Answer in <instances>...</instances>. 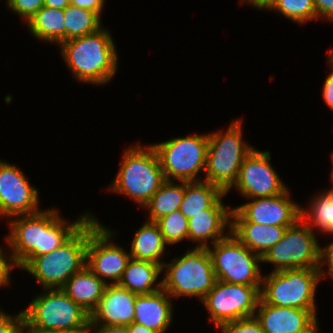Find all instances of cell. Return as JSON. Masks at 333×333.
<instances>
[{
    "label": "cell",
    "instance_id": "17",
    "mask_svg": "<svg viewBox=\"0 0 333 333\" xmlns=\"http://www.w3.org/2000/svg\"><path fill=\"white\" fill-rule=\"evenodd\" d=\"M316 312L269 305L260 298L254 316L264 333H311L319 325Z\"/></svg>",
    "mask_w": 333,
    "mask_h": 333
},
{
    "label": "cell",
    "instance_id": "34",
    "mask_svg": "<svg viewBox=\"0 0 333 333\" xmlns=\"http://www.w3.org/2000/svg\"><path fill=\"white\" fill-rule=\"evenodd\" d=\"M0 333H23L22 310L12 315L0 308Z\"/></svg>",
    "mask_w": 333,
    "mask_h": 333
},
{
    "label": "cell",
    "instance_id": "40",
    "mask_svg": "<svg viewBox=\"0 0 333 333\" xmlns=\"http://www.w3.org/2000/svg\"><path fill=\"white\" fill-rule=\"evenodd\" d=\"M91 333H128L126 325L91 326Z\"/></svg>",
    "mask_w": 333,
    "mask_h": 333
},
{
    "label": "cell",
    "instance_id": "12",
    "mask_svg": "<svg viewBox=\"0 0 333 333\" xmlns=\"http://www.w3.org/2000/svg\"><path fill=\"white\" fill-rule=\"evenodd\" d=\"M261 286L232 284L216 280L201 301L214 327L242 318L252 317L257 309Z\"/></svg>",
    "mask_w": 333,
    "mask_h": 333
},
{
    "label": "cell",
    "instance_id": "47",
    "mask_svg": "<svg viewBox=\"0 0 333 333\" xmlns=\"http://www.w3.org/2000/svg\"><path fill=\"white\" fill-rule=\"evenodd\" d=\"M319 325L311 333H320Z\"/></svg>",
    "mask_w": 333,
    "mask_h": 333
},
{
    "label": "cell",
    "instance_id": "20",
    "mask_svg": "<svg viewBox=\"0 0 333 333\" xmlns=\"http://www.w3.org/2000/svg\"><path fill=\"white\" fill-rule=\"evenodd\" d=\"M173 301L162 288L151 294L137 295L134 322L159 333H165L174 320Z\"/></svg>",
    "mask_w": 333,
    "mask_h": 333
},
{
    "label": "cell",
    "instance_id": "26",
    "mask_svg": "<svg viewBox=\"0 0 333 333\" xmlns=\"http://www.w3.org/2000/svg\"><path fill=\"white\" fill-rule=\"evenodd\" d=\"M314 195L308 207L301 206V218L316 232L333 236V187Z\"/></svg>",
    "mask_w": 333,
    "mask_h": 333
},
{
    "label": "cell",
    "instance_id": "10",
    "mask_svg": "<svg viewBox=\"0 0 333 333\" xmlns=\"http://www.w3.org/2000/svg\"><path fill=\"white\" fill-rule=\"evenodd\" d=\"M217 280L248 286H262V259L231 232L207 247Z\"/></svg>",
    "mask_w": 333,
    "mask_h": 333
},
{
    "label": "cell",
    "instance_id": "3",
    "mask_svg": "<svg viewBox=\"0 0 333 333\" xmlns=\"http://www.w3.org/2000/svg\"><path fill=\"white\" fill-rule=\"evenodd\" d=\"M101 222L94 214L60 247L34 257L22 270L32 275L42 289H62L67 280L86 266L90 233Z\"/></svg>",
    "mask_w": 333,
    "mask_h": 333
},
{
    "label": "cell",
    "instance_id": "13",
    "mask_svg": "<svg viewBox=\"0 0 333 333\" xmlns=\"http://www.w3.org/2000/svg\"><path fill=\"white\" fill-rule=\"evenodd\" d=\"M107 227L101 222L90 233L86 266L106 284H118L131 257L124 246L113 243L116 231Z\"/></svg>",
    "mask_w": 333,
    "mask_h": 333
},
{
    "label": "cell",
    "instance_id": "45",
    "mask_svg": "<svg viewBox=\"0 0 333 333\" xmlns=\"http://www.w3.org/2000/svg\"><path fill=\"white\" fill-rule=\"evenodd\" d=\"M326 62L327 66L329 65L330 69L333 70V46L328 50V60Z\"/></svg>",
    "mask_w": 333,
    "mask_h": 333
},
{
    "label": "cell",
    "instance_id": "11",
    "mask_svg": "<svg viewBox=\"0 0 333 333\" xmlns=\"http://www.w3.org/2000/svg\"><path fill=\"white\" fill-rule=\"evenodd\" d=\"M317 233L302 218L286 228L284 235L261 258L263 263L274 265L272 271L298 268L319 269L320 240Z\"/></svg>",
    "mask_w": 333,
    "mask_h": 333
},
{
    "label": "cell",
    "instance_id": "39",
    "mask_svg": "<svg viewBox=\"0 0 333 333\" xmlns=\"http://www.w3.org/2000/svg\"><path fill=\"white\" fill-rule=\"evenodd\" d=\"M322 97L326 106L333 111V70H329V74L325 77L322 88Z\"/></svg>",
    "mask_w": 333,
    "mask_h": 333
},
{
    "label": "cell",
    "instance_id": "7",
    "mask_svg": "<svg viewBox=\"0 0 333 333\" xmlns=\"http://www.w3.org/2000/svg\"><path fill=\"white\" fill-rule=\"evenodd\" d=\"M162 289L173 299L186 296L202 301L216 282L212 260L207 248H190L183 256L164 262Z\"/></svg>",
    "mask_w": 333,
    "mask_h": 333
},
{
    "label": "cell",
    "instance_id": "23",
    "mask_svg": "<svg viewBox=\"0 0 333 333\" xmlns=\"http://www.w3.org/2000/svg\"><path fill=\"white\" fill-rule=\"evenodd\" d=\"M161 274L162 267L159 264L131 258L118 285L137 295L151 294L162 288Z\"/></svg>",
    "mask_w": 333,
    "mask_h": 333
},
{
    "label": "cell",
    "instance_id": "6",
    "mask_svg": "<svg viewBox=\"0 0 333 333\" xmlns=\"http://www.w3.org/2000/svg\"><path fill=\"white\" fill-rule=\"evenodd\" d=\"M23 332L91 329L90 314L62 289H42L22 309Z\"/></svg>",
    "mask_w": 333,
    "mask_h": 333
},
{
    "label": "cell",
    "instance_id": "25",
    "mask_svg": "<svg viewBox=\"0 0 333 333\" xmlns=\"http://www.w3.org/2000/svg\"><path fill=\"white\" fill-rule=\"evenodd\" d=\"M25 25L37 40L57 46L64 42L63 9L43 6Z\"/></svg>",
    "mask_w": 333,
    "mask_h": 333
},
{
    "label": "cell",
    "instance_id": "32",
    "mask_svg": "<svg viewBox=\"0 0 333 333\" xmlns=\"http://www.w3.org/2000/svg\"><path fill=\"white\" fill-rule=\"evenodd\" d=\"M5 5L26 24L44 6V0H5Z\"/></svg>",
    "mask_w": 333,
    "mask_h": 333
},
{
    "label": "cell",
    "instance_id": "14",
    "mask_svg": "<svg viewBox=\"0 0 333 333\" xmlns=\"http://www.w3.org/2000/svg\"><path fill=\"white\" fill-rule=\"evenodd\" d=\"M270 151L252 150L244 159L234 185L241 196L248 199L271 197L282 194L287 188L278 172L271 165Z\"/></svg>",
    "mask_w": 333,
    "mask_h": 333
},
{
    "label": "cell",
    "instance_id": "27",
    "mask_svg": "<svg viewBox=\"0 0 333 333\" xmlns=\"http://www.w3.org/2000/svg\"><path fill=\"white\" fill-rule=\"evenodd\" d=\"M224 192L207 181H185V193L179 207L181 213L189 220L194 215L209 209Z\"/></svg>",
    "mask_w": 333,
    "mask_h": 333
},
{
    "label": "cell",
    "instance_id": "5",
    "mask_svg": "<svg viewBox=\"0 0 333 333\" xmlns=\"http://www.w3.org/2000/svg\"><path fill=\"white\" fill-rule=\"evenodd\" d=\"M242 119H234L227 130L208 134V149L204 181L218 186L226 193L236 182L245 157L256 147L243 138Z\"/></svg>",
    "mask_w": 333,
    "mask_h": 333
},
{
    "label": "cell",
    "instance_id": "22",
    "mask_svg": "<svg viewBox=\"0 0 333 333\" xmlns=\"http://www.w3.org/2000/svg\"><path fill=\"white\" fill-rule=\"evenodd\" d=\"M107 284L87 266L73 274L62 290L90 315L96 309Z\"/></svg>",
    "mask_w": 333,
    "mask_h": 333
},
{
    "label": "cell",
    "instance_id": "35",
    "mask_svg": "<svg viewBox=\"0 0 333 333\" xmlns=\"http://www.w3.org/2000/svg\"><path fill=\"white\" fill-rule=\"evenodd\" d=\"M319 272L321 280L329 276L330 280L333 281V241L324 245V247L321 245Z\"/></svg>",
    "mask_w": 333,
    "mask_h": 333
},
{
    "label": "cell",
    "instance_id": "28",
    "mask_svg": "<svg viewBox=\"0 0 333 333\" xmlns=\"http://www.w3.org/2000/svg\"><path fill=\"white\" fill-rule=\"evenodd\" d=\"M184 193L185 181L165 180L159 190L143 207L149 212L147 220L157 222L174 210L179 209Z\"/></svg>",
    "mask_w": 333,
    "mask_h": 333
},
{
    "label": "cell",
    "instance_id": "8",
    "mask_svg": "<svg viewBox=\"0 0 333 333\" xmlns=\"http://www.w3.org/2000/svg\"><path fill=\"white\" fill-rule=\"evenodd\" d=\"M320 282L319 269L269 271L263 274L260 296L269 305L317 310L315 295Z\"/></svg>",
    "mask_w": 333,
    "mask_h": 333
},
{
    "label": "cell",
    "instance_id": "2",
    "mask_svg": "<svg viewBox=\"0 0 333 333\" xmlns=\"http://www.w3.org/2000/svg\"><path fill=\"white\" fill-rule=\"evenodd\" d=\"M115 45L110 30L102 27L95 33L66 40L58 46L64 63L78 83L104 86L112 82L119 67Z\"/></svg>",
    "mask_w": 333,
    "mask_h": 333
},
{
    "label": "cell",
    "instance_id": "1",
    "mask_svg": "<svg viewBox=\"0 0 333 333\" xmlns=\"http://www.w3.org/2000/svg\"><path fill=\"white\" fill-rule=\"evenodd\" d=\"M91 213L87 211L70 221L55 207L10 218L9 234L4 240L14 268L22 270L34 257L60 247L91 217Z\"/></svg>",
    "mask_w": 333,
    "mask_h": 333
},
{
    "label": "cell",
    "instance_id": "30",
    "mask_svg": "<svg viewBox=\"0 0 333 333\" xmlns=\"http://www.w3.org/2000/svg\"><path fill=\"white\" fill-rule=\"evenodd\" d=\"M263 10L280 13L298 25L317 20L314 0H271Z\"/></svg>",
    "mask_w": 333,
    "mask_h": 333
},
{
    "label": "cell",
    "instance_id": "37",
    "mask_svg": "<svg viewBox=\"0 0 333 333\" xmlns=\"http://www.w3.org/2000/svg\"><path fill=\"white\" fill-rule=\"evenodd\" d=\"M317 20H327L333 24V0H314Z\"/></svg>",
    "mask_w": 333,
    "mask_h": 333
},
{
    "label": "cell",
    "instance_id": "4",
    "mask_svg": "<svg viewBox=\"0 0 333 333\" xmlns=\"http://www.w3.org/2000/svg\"><path fill=\"white\" fill-rule=\"evenodd\" d=\"M118 172L107 191L124 195L143 208L165 181L157 152L151 144L125 149Z\"/></svg>",
    "mask_w": 333,
    "mask_h": 333
},
{
    "label": "cell",
    "instance_id": "29",
    "mask_svg": "<svg viewBox=\"0 0 333 333\" xmlns=\"http://www.w3.org/2000/svg\"><path fill=\"white\" fill-rule=\"evenodd\" d=\"M63 12L64 41L95 33L104 26L101 18L90 10L69 4Z\"/></svg>",
    "mask_w": 333,
    "mask_h": 333
},
{
    "label": "cell",
    "instance_id": "42",
    "mask_svg": "<svg viewBox=\"0 0 333 333\" xmlns=\"http://www.w3.org/2000/svg\"><path fill=\"white\" fill-rule=\"evenodd\" d=\"M240 4H246L248 6H252V8H256L259 10H263L270 2L271 0H239Z\"/></svg>",
    "mask_w": 333,
    "mask_h": 333
},
{
    "label": "cell",
    "instance_id": "18",
    "mask_svg": "<svg viewBox=\"0 0 333 333\" xmlns=\"http://www.w3.org/2000/svg\"><path fill=\"white\" fill-rule=\"evenodd\" d=\"M226 195L224 193L209 209L188 220V241L195 243L196 248H207L230 233L233 207L223 202Z\"/></svg>",
    "mask_w": 333,
    "mask_h": 333
},
{
    "label": "cell",
    "instance_id": "38",
    "mask_svg": "<svg viewBox=\"0 0 333 333\" xmlns=\"http://www.w3.org/2000/svg\"><path fill=\"white\" fill-rule=\"evenodd\" d=\"M70 4L95 12L101 18L105 0H70Z\"/></svg>",
    "mask_w": 333,
    "mask_h": 333
},
{
    "label": "cell",
    "instance_id": "43",
    "mask_svg": "<svg viewBox=\"0 0 333 333\" xmlns=\"http://www.w3.org/2000/svg\"><path fill=\"white\" fill-rule=\"evenodd\" d=\"M70 4V0H44V6L55 8V9H65Z\"/></svg>",
    "mask_w": 333,
    "mask_h": 333
},
{
    "label": "cell",
    "instance_id": "46",
    "mask_svg": "<svg viewBox=\"0 0 333 333\" xmlns=\"http://www.w3.org/2000/svg\"><path fill=\"white\" fill-rule=\"evenodd\" d=\"M332 158H331V162H332V166H333V152H332V156H331ZM330 179H331V182H332V184H333V167H332V169H331V174H330Z\"/></svg>",
    "mask_w": 333,
    "mask_h": 333
},
{
    "label": "cell",
    "instance_id": "24",
    "mask_svg": "<svg viewBox=\"0 0 333 333\" xmlns=\"http://www.w3.org/2000/svg\"><path fill=\"white\" fill-rule=\"evenodd\" d=\"M130 246L129 254L132 259L151 261L162 267V257L167 253L168 245L156 222L146 220L133 235Z\"/></svg>",
    "mask_w": 333,
    "mask_h": 333
},
{
    "label": "cell",
    "instance_id": "16",
    "mask_svg": "<svg viewBox=\"0 0 333 333\" xmlns=\"http://www.w3.org/2000/svg\"><path fill=\"white\" fill-rule=\"evenodd\" d=\"M301 206L291 199L287 188L277 196L253 198L239 206H233L231 222L291 226L301 218Z\"/></svg>",
    "mask_w": 333,
    "mask_h": 333
},
{
    "label": "cell",
    "instance_id": "44",
    "mask_svg": "<svg viewBox=\"0 0 333 333\" xmlns=\"http://www.w3.org/2000/svg\"><path fill=\"white\" fill-rule=\"evenodd\" d=\"M23 333H91V329L54 330V331L23 332Z\"/></svg>",
    "mask_w": 333,
    "mask_h": 333
},
{
    "label": "cell",
    "instance_id": "15",
    "mask_svg": "<svg viewBox=\"0 0 333 333\" xmlns=\"http://www.w3.org/2000/svg\"><path fill=\"white\" fill-rule=\"evenodd\" d=\"M39 194L18 165L0 158V218L8 221L41 211Z\"/></svg>",
    "mask_w": 333,
    "mask_h": 333
},
{
    "label": "cell",
    "instance_id": "9",
    "mask_svg": "<svg viewBox=\"0 0 333 333\" xmlns=\"http://www.w3.org/2000/svg\"><path fill=\"white\" fill-rule=\"evenodd\" d=\"M157 152L165 180L202 181L205 173L208 134H187L151 144ZM201 172V173H200ZM200 177H199V176ZM199 177V178H198Z\"/></svg>",
    "mask_w": 333,
    "mask_h": 333
},
{
    "label": "cell",
    "instance_id": "36",
    "mask_svg": "<svg viewBox=\"0 0 333 333\" xmlns=\"http://www.w3.org/2000/svg\"><path fill=\"white\" fill-rule=\"evenodd\" d=\"M7 250V247L0 245V288L11 284V273L14 269Z\"/></svg>",
    "mask_w": 333,
    "mask_h": 333
},
{
    "label": "cell",
    "instance_id": "41",
    "mask_svg": "<svg viewBox=\"0 0 333 333\" xmlns=\"http://www.w3.org/2000/svg\"><path fill=\"white\" fill-rule=\"evenodd\" d=\"M127 330L128 333H159L135 322L127 325Z\"/></svg>",
    "mask_w": 333,
    "mask_h": 333
},
{
    "label": "cell",
    "instance_id": "21",
    "mask_svg": "<svg viewBox=\"0 0 333 333\" xmlns=\"http://www.w3.org/2000/svg\"><path fill=\"white\" fill-rule=\"evenodd\" d=\"M289 226L263 225L255 222H231L230 232L261 258L280 241Z\"/></svg>",
    "mask_w": 333,
    "mask_h": 333
},
{
    "label": "cell",
    "instance_id": "33",
    "mask_svg": "<svg viewBox=\"0 0 333 333\" xmlns=\"http://www.w3.org/2000/svg\"><path fill=\"white\" fill-rule=\"evenodd\" d=\"M215 329H219L222 333H264L255 316L226 322L218 325Z\"/></svg>",
    "mask_w": 333,
    "mask_h": 333
},
{
    "label": "cell",
    "instance_id": "31",
    "mask_svg": "<svg viewBox=\"0 0 333 333\" xmlns=\"http://www.w3.org/2000/svg\"><path fill=\"white\" fill-rule=\"evenodd\" d=\"M161 230L165 243L169 246L184 240L188 241V219L179 209L156 222Z\"/></svg>",
    "mask_w": 333,
    "mask_h": 333
},
{
    "label": "cell",
    "instance_id": "19",
    "mask_svg": "<svg viewBox=\"0 0 333 333\" xmlns=\"http://www.w3.org/2000/svg\"><path fill=\"white\" fill-rule=\"evenodd\" d=\"M136 296L137 294L118 284H107L98 306L90 315V325L127 326L133 323Z\"/></svg>",
    "mask_w": 333,
    "mask_h": 333
}]
</instances>
